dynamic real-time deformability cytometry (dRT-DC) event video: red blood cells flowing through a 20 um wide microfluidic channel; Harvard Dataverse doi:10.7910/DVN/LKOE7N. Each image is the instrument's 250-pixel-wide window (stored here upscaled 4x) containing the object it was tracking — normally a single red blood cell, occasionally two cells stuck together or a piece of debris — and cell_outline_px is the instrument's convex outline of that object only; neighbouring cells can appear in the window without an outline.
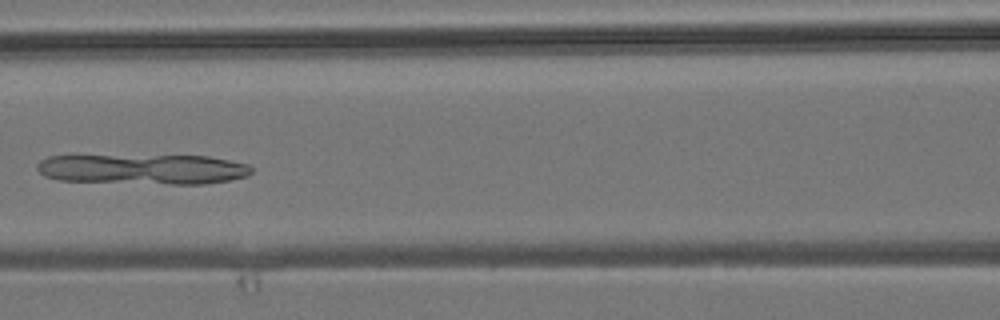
{"species": "common noctule bat (a hibernating species)", "species_latin": "Nyctalus noctula", "temperature_condition": "room temperature", "stored_images_in_passage": 5, "camera_frame_rate_fps": 3000, "um_per_image_px": 0.085, "animal": {"sex": "male", "body_mass_g": 19.2, "forearm_length_mm": 51.8}, "frame": {"image": 1, "passage_image": 5, "time_ms": 4.667, "image_size_px": [1000, 320], "cell_outline_px": [[252, 172], [248, 176], [228, 180], [204, 184], [168, 184], [56, 180], [44, 176], [36, 168], [36, 164], [40, 160], [48, 156], [68, 152], [208, 156], [248, 164], [252, 168]], "centroid_in_image_um": [11.98, 14.31], "position_along_channel_um": 154.6, "area_um2": 39.94}}